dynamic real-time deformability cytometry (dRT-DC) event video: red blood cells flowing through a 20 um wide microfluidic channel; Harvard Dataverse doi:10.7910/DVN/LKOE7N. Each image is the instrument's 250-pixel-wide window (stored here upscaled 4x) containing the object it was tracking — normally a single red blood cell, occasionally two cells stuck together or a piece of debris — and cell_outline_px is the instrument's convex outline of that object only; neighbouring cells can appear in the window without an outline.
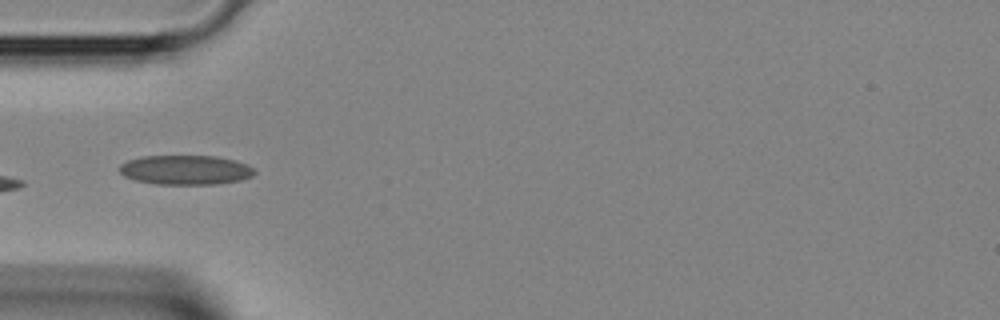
{"species": "Egyptian fruit bat (a non-hibernating species)", "species_latin": "Rousettus aegyptiacus", "temperature_condition": "room temperature", "stored_images_in_passage": 4, "camera_frame_rate_fps": 3000, "um_per_image_px": 0.085, "animal": {"sex": "female"}, "frame": {"image": 1, "passage_image": 4, "time_ms": 1.0, "image_size_px": [1000, 320], "cell_outline_px": [[256, 172], [252, 176], [240, 180], [216, 184], [156, 184], [136, 180], [124, 176], [120, 172], [120, 164], [128, 160], [144, 156], [216, 156], [236, 160], [252, 168]], "centroid_in_image_um": [15.76, 14.44], "position_along_channel_um": 69.2, "area_um2": 23.06}}